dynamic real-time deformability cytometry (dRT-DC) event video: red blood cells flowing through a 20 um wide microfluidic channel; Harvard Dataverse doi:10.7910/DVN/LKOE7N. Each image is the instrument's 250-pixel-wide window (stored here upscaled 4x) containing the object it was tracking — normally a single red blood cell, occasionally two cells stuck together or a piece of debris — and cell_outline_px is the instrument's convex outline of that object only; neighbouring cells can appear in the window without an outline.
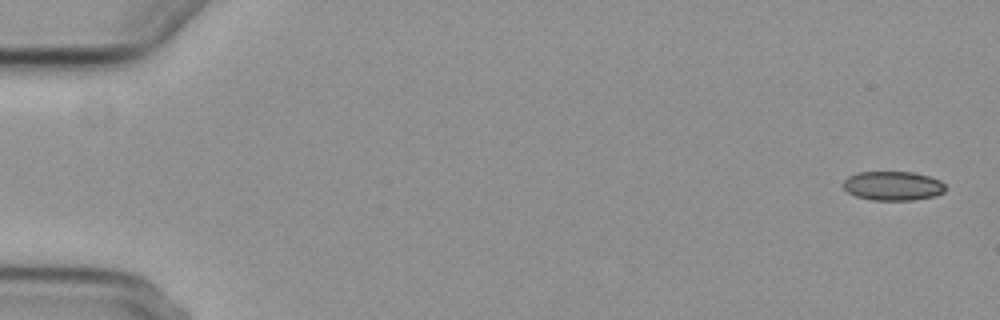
{"species": "common noctule bat (a hibernating species)", "species_latin": "Nyctalus noctula", "temperature_condition": "cold", "stored_images_in_passage": 8, "camera_frame_rate_fps": 3000, "um_per_image_px": 0.085, "animal": {"sex": "female", "body_mass_g": 29.2, "forearm_length_mm": 56.3}, "frame": {"image": 1, "passage_image": 1, "time_ms": 0.0, "image_size_px": [1000, 320], "cell_outline_px": [[944, 192], [932, 196], [912, 200], [872, 200], [856, 196], [848, 192], [844, 188], [844, 180], [848, 176], [856, 172], [912, 172], [928, 176], [940, 180], [944, 184]], "centroid_in_image_um": [75.87, 15.79], "position_along_channel_um": 9.1, "area_um2": 17.22}}
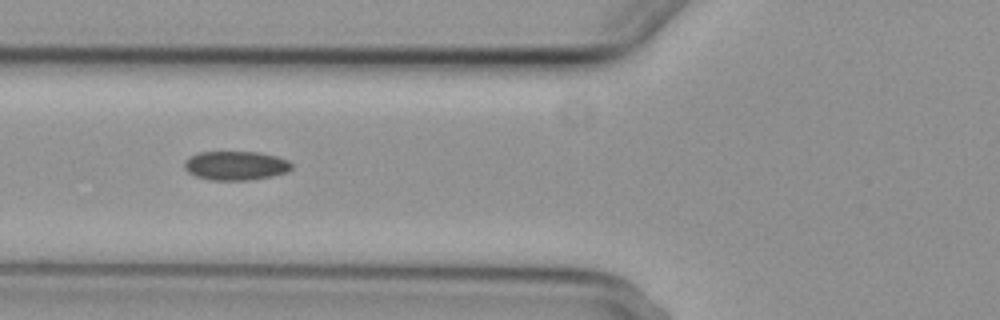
{"frame": {"image": 2, "passage_image": 6, "time_ms": 6.667, "image_size_px": [1000, 320], "cell_outline_px": [[292, 168], [288, 172], [272, 176], [252, 180], [212, 180], [196, 176], [188, 172], [184, 168], [184, 160], [200, 152], [260, 152], [276, 156], [288, 160], [292, 164]], "centroid_in_image_um": [20.06, 14.08], "position_along_channel_um": 105.7, "area_um2": 18.21}}
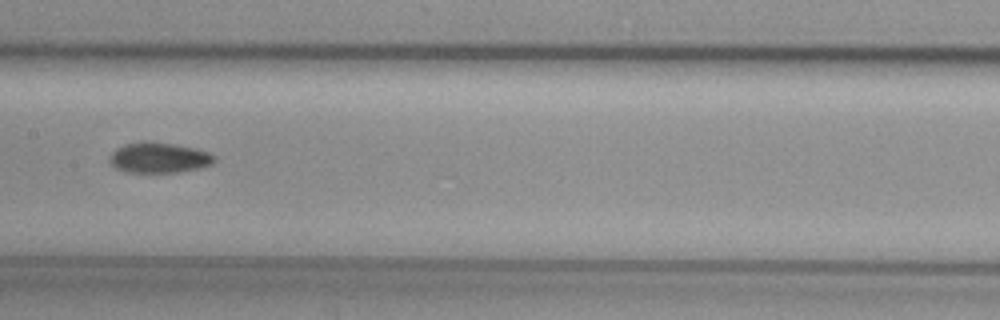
{"frame": {"image": 3, "passage_image": 8, "time_ms": 9.0, "image_size_px": [1000, 320], "cell_outline_px": [[216, 160], [212, 164], [180, 172], [128, 172], [112, 168], [108, 164], [108, 156], [116, 148], [124, 144], [144, 140], [148, 140], [196, 148], [208, 152], [216, 156]], "centroid_in_image_um": [13.44, 13.39], "position_along_channel_um": 194.0, "area_um2": 18.96}}